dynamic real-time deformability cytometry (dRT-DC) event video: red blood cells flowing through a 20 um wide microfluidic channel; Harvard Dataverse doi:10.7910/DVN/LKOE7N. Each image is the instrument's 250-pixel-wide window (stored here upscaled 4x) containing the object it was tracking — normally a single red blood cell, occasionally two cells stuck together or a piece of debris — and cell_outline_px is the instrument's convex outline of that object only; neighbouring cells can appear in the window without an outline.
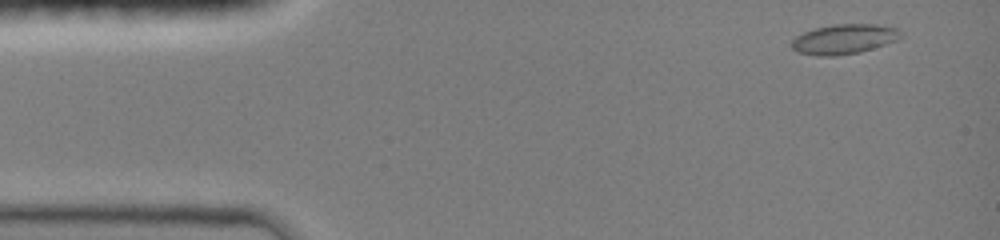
{"species": "common noctule bat (a hibernating species)", "species_latin": "Nyctalus noctula", "temperature_condition": "room temperature", "stored_images_in_passage": 23, "camera_frame_rate_fps": 3000, "um_per_image_px": 0.085, "animal": {"sex": "female", "body_mass_g": 19.0, "forearm_length_mm": 51.5}, "frame": {"image": 1, "passage_image": 3, "time_ms": 0.667, "image_size_px": [1000, 240], "cell_outline_px": [[904, 36], [896, 40], [860, 52], [836, 56], [816, 56], [800, 52], [792, 48], [792, 40], [796, 36], [804, 32], [816, 28], [832, 24], [876, 24], [896, 28]], "centroid_in_image_um": [71.74, 3.32], "position_along_channel_um": 13.3, "area_um2": 18.84}}
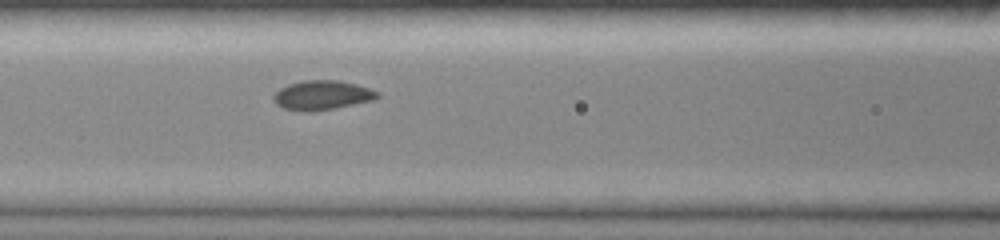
{"frame": {"image": 2, "passage_image": 17, "time_ms": 6.0, "image_size_px": [1000, 240], "cell_outline_px": [[380, 96], [372, 100], [332, 108], [284, 108], [276, 104], [272, 100], [272, 96], [280, 88], [288, 84], [304, 80], [336, 80], [356, 84], [368, 88], [376, 92]], "centroid_in_image_um": [27.36, 8.03], "position_along_channel_um": 139.2, "area_um2": 16.76}}
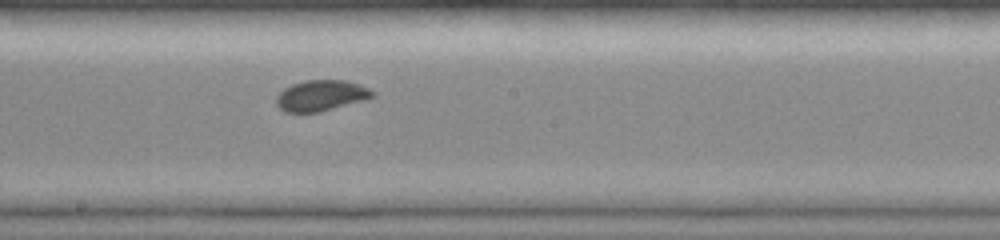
{"frame": {"image": 3, "passage_image": 23, "time_ms": 8.0, "image_size_px": [1000, 240], "cell_outline_px": [[376, 96], [320, 112], [284, 112], [276, 104], [276, 96], [284, 88], [292, 84], [304, 80], [348, 80], [360, 84], [376, 92]], "centroid_in_image_um": [27.29, 8.11], "position_along_channel_um": 220.9, "area_um2": 17.34}}